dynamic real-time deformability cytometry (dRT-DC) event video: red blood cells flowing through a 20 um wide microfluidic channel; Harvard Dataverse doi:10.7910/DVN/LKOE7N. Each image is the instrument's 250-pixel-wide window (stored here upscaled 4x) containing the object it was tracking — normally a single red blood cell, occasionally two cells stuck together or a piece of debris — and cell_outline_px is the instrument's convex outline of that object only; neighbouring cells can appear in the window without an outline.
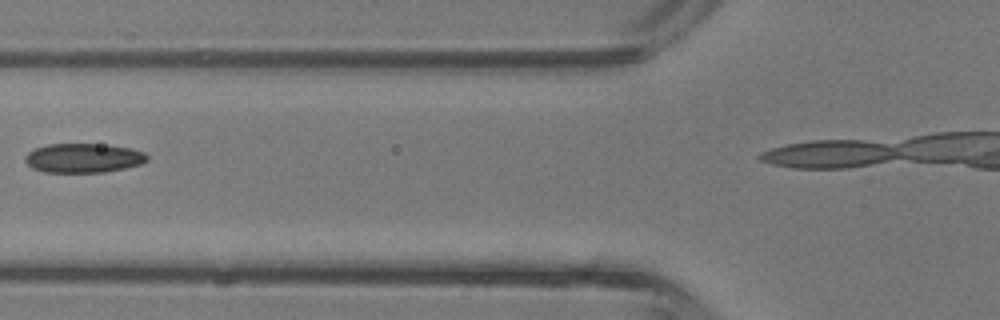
{"species": "common noctule bat (a hibernating species)", "species_latin": "Nyctalus noctula", "temperature_condition": "room temperature", "stored_images_in_passage": 4, "camera_frame_rate_fps": 3000, "um_per_image_px": 0.085, "animal": {"sex": "male", "body_mass_g": 13.3}, "frame": {"image": 1, "passage_image": 3, "time_ms": 0.667, "image_size_px": [1000, 320], "cell_outline_px": [[148, 160], [140, 164], [124, 168], [104, 172], [44, 172], [32, 168], [24, 160], [24, 156], [28, 152], [36, 148], [48, 144], [100, 144], [132, 148], [144, 152], [148, 156]], "centroid_in_image_um": [7.08, 13.43], "position_along_channel_um": 118.7, "area_um2": 20.81}}